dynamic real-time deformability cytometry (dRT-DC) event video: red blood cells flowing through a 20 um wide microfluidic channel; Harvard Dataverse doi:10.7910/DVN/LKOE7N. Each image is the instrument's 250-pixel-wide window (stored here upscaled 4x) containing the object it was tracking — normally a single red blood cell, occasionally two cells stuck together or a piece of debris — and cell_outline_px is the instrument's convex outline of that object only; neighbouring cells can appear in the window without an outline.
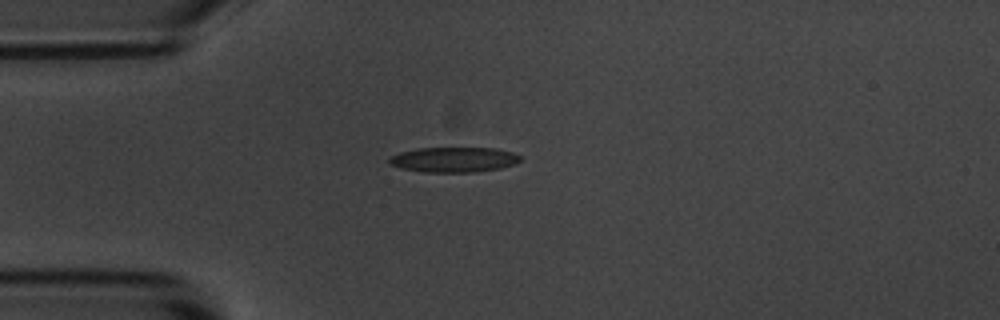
{"species": "common noctule bat (a hibernating species)", "species_latin": "Nyctalus noctula", "temperature_condition": "room temperature", "stored_images_in_passage": 2, "camera_frame_rate_fps": 3000, "um_per_image_px": 0.085, "animal": {"sex": "male", "body_mass_g": 20.1, "forearm_length_mm": 53.5}, "frame": {"image": 1, "passage_image": 1, "time_ms": 0.0, "image_size_px": [1000, 320], "cell_outline_px": [[520, 160], [516, 164], [500, 168], [472, 172], [424, 172], [400, 168], [388, 164], [388, 156], [400, 152], [416, 148], [496, 148], [512, 152], [520, 156]], "centroid_in_image_um": [38.52, 13.56], "position_along_channel_um": 46.5, "area_um2": 19.31}}